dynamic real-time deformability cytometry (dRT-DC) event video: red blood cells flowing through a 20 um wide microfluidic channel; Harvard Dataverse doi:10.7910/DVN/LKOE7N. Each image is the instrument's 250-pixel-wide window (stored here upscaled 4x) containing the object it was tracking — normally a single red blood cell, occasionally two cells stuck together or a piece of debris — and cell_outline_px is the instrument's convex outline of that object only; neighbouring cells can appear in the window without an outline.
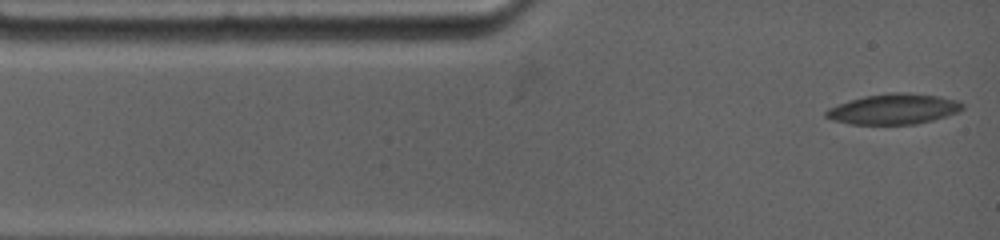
{"species": "common noctule bat (a hibernating species)", "species_latin": "Nyctalus noctula", "temperature_condition": "warm", "stored_images_in_passage": 7, "camera_frame_rate_fps": 4500, "um_per_image_px": 0.085, "animal": {"sex": "female", "body_mass_g": 19.0, "forearm_length_mm": 53.3}, "frame": {"image": 1, "passage_image": 1, "time_ms": 0.0, "image_size_px": [1000, 240], "cell_outline_px": [[964, 108], [960, 112], [932, 120], [916, 124], [848, 124], [832, 120], [824, 116], [824, 112], [828, 108], [864, 96], [892, 92], [904, 92], [940, 96], [960, 100], [964, 104]], "centroid_in_image_um": [76.0, 9.27], "position_along_channel_um": 9.0, "area_um2": 24.33}}
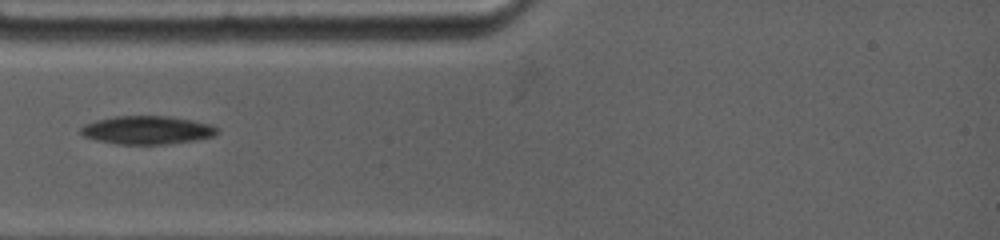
{"frame": {"image": 2, "passage_image": 4, "time_ms": 2.889, "image_size_px": [1000, 240], "cell_outline_px": [[220, 132], [216, 136], [196, 140], [168, 144], [116, 144], [96, 140], [84, 136], [80, 132], [80, 128], [84, 124], [96, 120], [112, 116], [168, 116], [192, 120], [212, 124], [220, 128]], "centroid_in_image_um": [12.55, 11.05], "position_along_channel_um": 72.4, "area_um2": 22.83}}
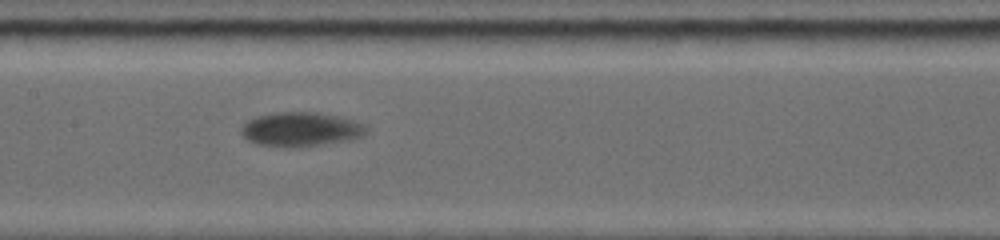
{"frame": {"image": 3, "passage_image": 7, "time_ms": 6.0, "image_size_px": [1000, 240], "cell_outline_px": [[368, 132], [364, 136], [348, 140], [300, 148], [292, 148], [256, 144], [248, 140], [240, 132], [240, 128], [248, 120], [256, 116], [276, 112], [316, 112], [344, 116], [364, 124], [368, 128]], "centroid_in_image_um": [25.6, 10.99], "position_along_channel_um": 181.8, "area_um2": 25.49}}